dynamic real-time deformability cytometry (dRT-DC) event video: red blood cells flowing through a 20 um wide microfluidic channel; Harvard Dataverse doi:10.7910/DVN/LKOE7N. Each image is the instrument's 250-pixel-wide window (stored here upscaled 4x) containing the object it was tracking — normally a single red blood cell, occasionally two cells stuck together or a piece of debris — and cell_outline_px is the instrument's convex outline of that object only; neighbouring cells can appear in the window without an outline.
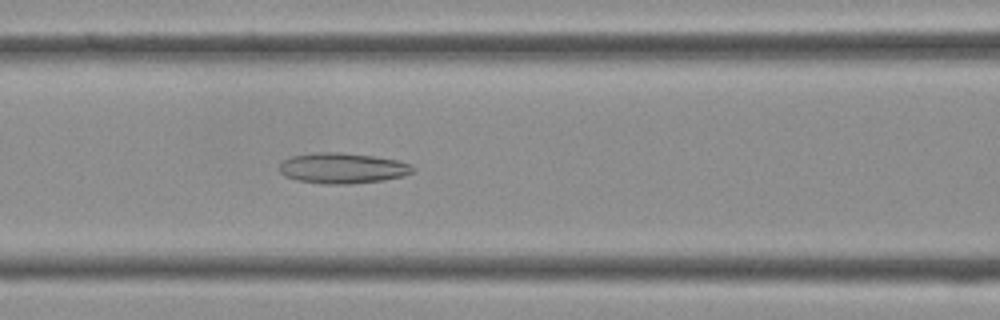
{"species": "Egyptian fruit bat (a non-hibernating species)", "species_latin": "Rousettus aegyptiacus", "temperature_condition": "cold", "stored_images_in_passage": 29, "camera_frame_rate_fps": 3000, "um_per_image_px": 0.085, "frame": {"image": 1, "passage_image": 5, "time_ms": 1.333, "image_size_px": [1000, 320], "cell_outline_px": [[416, 168], [412, 172], [404, 176], [384, 180], [348, 184], [320, 184], [296, 180], [284, 176], [280, 172], [280, 164], [284, 160], [292, 156], [316, 152], [340, 152], [372, 156], [396, 160], [408, 164]], "centroid_in_image_um": [29.09, 14.3], "position_along_channel_um": 137.5, "area_um2": 23.76}}
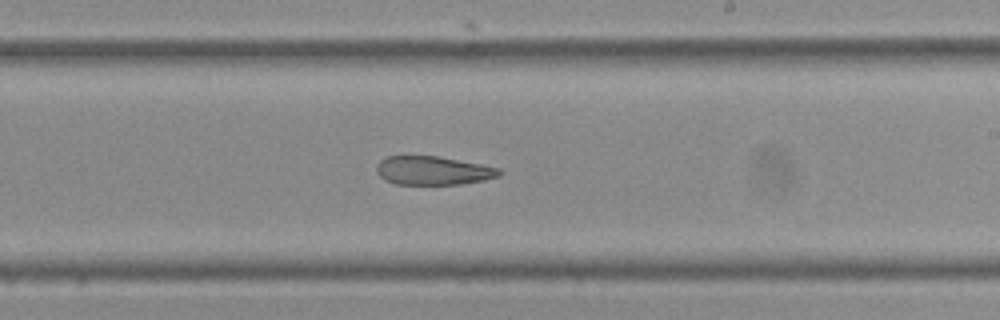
{"frame": {"image": 2, "passage_image": 12, "time_ms": 3.667, "image_size_px": [1000, 320], "cell_outline_px": [[504, 172], [500, 176], [484, 180], [460, 184], [396, 184], [384, 180], [376, 172], [376, 164], [380, 160], [388, 156], [440, 156], [500, 168]], "centroid_in_image_um": [36.82, 14.5], "position_along_channel_um": 252.2, "area_um2": 20.63}}
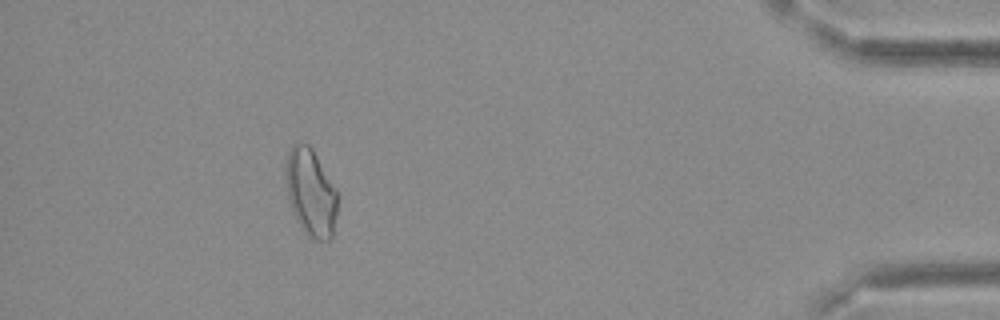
{"frame": {"image": 3, "passage_image": 25, "time_ms": 8.0, "image_size_px": [1000, 320], "cell_outline_px": [[336, 216], [332, 236], [328, 240], [312, 240], [308, 236], [296, 220], [288, 196], [284, 176], [284, 168], [288, 152], [292, 144], [300, 140], [308, 144], [312, 148], [336, 188]], "centroid_in_image_um": [26.38, 16.32], "position_along_channel_um": 408.8, "area_um2": 26.53}}